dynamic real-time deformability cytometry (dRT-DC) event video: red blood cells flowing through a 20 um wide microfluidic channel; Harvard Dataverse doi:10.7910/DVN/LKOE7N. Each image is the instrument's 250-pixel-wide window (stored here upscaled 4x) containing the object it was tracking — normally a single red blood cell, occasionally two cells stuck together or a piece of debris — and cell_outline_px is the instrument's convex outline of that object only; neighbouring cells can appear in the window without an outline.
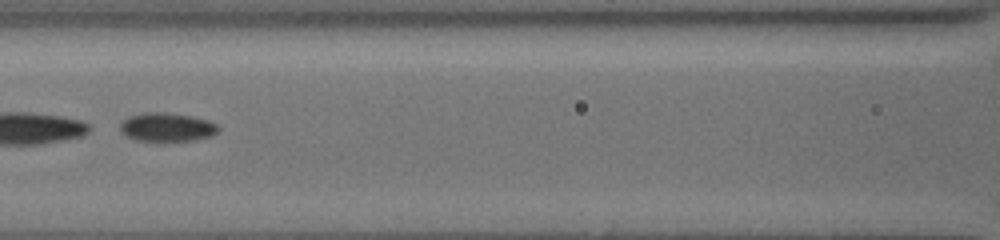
{"species": "common noctule bat (a hibernating species)", "species_latin": "Nyctalus noctula", "temperature_condition": "cold", "stored_images_in_passage": 26, "segment_of_instrument_passage": [2, 2], "camera_frame_rate_fps": 3000, "um_per_image_px": 0.085, "animal": {"sex": "female", "body_mass_g": 19.5, "forearm_length_mm": 54.1}, "frame": {"image": 1, "passage_image": 11, "time_ms": 9.0, "image_size_px": [1000, 240], "cell_outline_px": [[220, 128], [216, 132], [208, 136], [196, 140], [136, 140], [128, 136], [120, 128], [120, 124], [124, 120], [132, 116], [148, 112], [164, 112], [192, 116], [208, 120], [216, 124]], "centroid_in_image_um": [14.22, 10.79], "position_along_channel_um": 152.4, "area_um2": 15.9}}
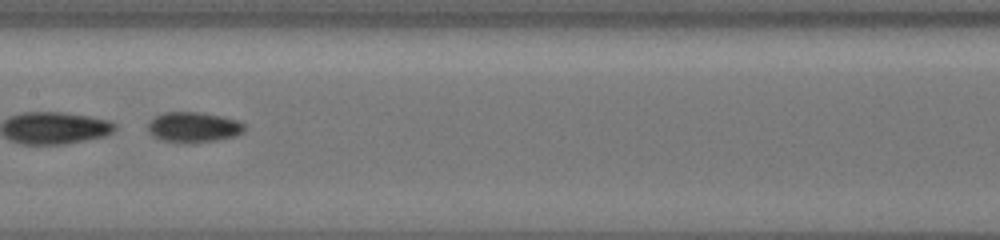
{"frame": {"image": 2, "passage_image": 12, "time_ms": 10.0, "image_size_px": [1000, 240], "cell_outline_px": [[244, 132], [236, 136], [216, 140], [188, 144], [160, 140], [152, 136], [148, 132], [148, 124], [156, 116], [164, 112], [196, 112], [236, 120], [244, 124]], "centroid_in_image_um": [16.41, 10.84], "position_along_channel_um": 191.0, "area_um2": 16.99}}
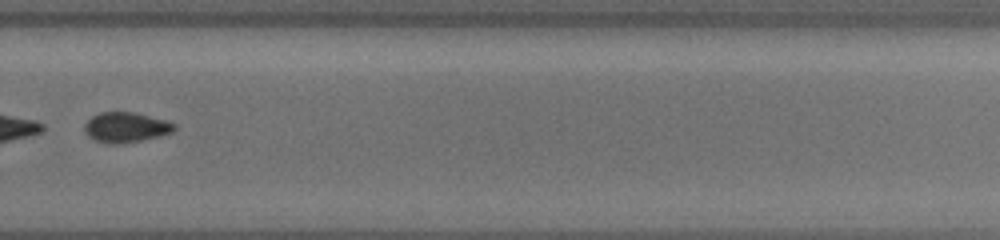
{"frame": {"image": 3, "passage_image": 16, "time_ms": 13.333, "image_size_px": [1000, 240], "cell_outline_px": [[176, 128], [172, 132], [140, 140], [120, 144], [108, 144], [92, 140], [88, 136], [84, 128], [84, 124], [92, 116], [100, 112], [132, 112], [176, 124]], "centroid_in_image_um": [10.62, 10.83], "position_along_channel_um": 319.2, "area_um2": 15.49}}